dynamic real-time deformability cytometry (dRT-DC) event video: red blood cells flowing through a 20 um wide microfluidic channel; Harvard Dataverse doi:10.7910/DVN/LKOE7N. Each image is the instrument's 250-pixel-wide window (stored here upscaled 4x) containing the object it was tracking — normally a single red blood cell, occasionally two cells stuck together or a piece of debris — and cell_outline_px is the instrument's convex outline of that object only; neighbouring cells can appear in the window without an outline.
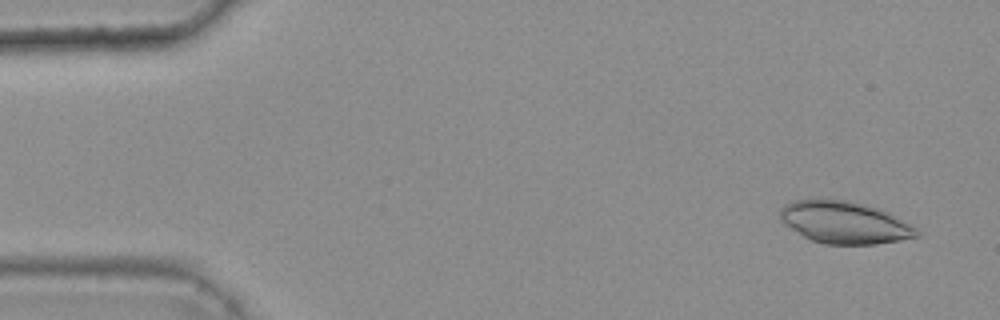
{"species": "common noctule bat (a hibernating species)", "species_latin": "Nyctalus noctula", "temperature_condition": "warm", "stored_images_in_passage": 43, "camera_frame_rate_fps": 3000, "um_per_image_px": 0.085, "animal": {"sex": "female", "body_mass_g": 25.1}, "frame": {"image": 1, "passage_image": 3, "time_ms": 0.667, "image_size_px": [1000, 320], "cell_outline_px": [[920, 236], [900, 240], [876, 244], [824, 244], [812, 240], [804, 236], [784, 224], [780, 220], [780, 208], [784, 204], [796, 200], [844, 200], [876, 208], [916, 228], [920, 232]], "centroid_in_image_um": [71.74, 18.93], "position_along_channel_um": 13.3, "area_um2": 32.77}}
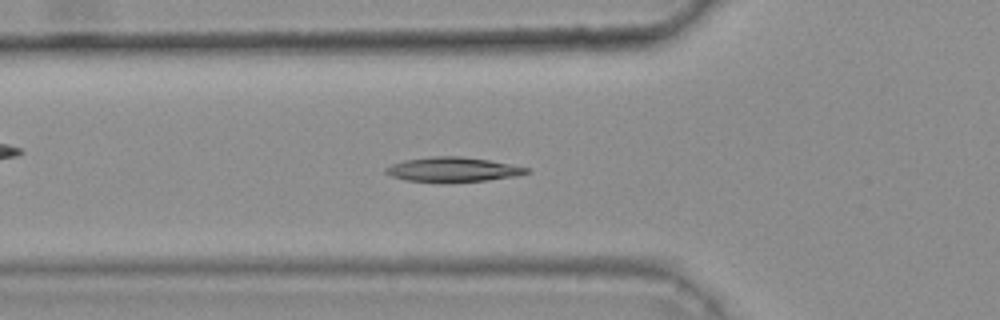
{"frame": {"image": 2, "passage_image": 18, "time_ms": 5.667, "image_size_px": [1000, 320], "cell_outline_px": [[532, 172], [516, 176], [488, 180], [408, 180], [392, 176], [384, 172], [384, 168], [392, 164], [404, 160], [432, 156], [460, 156], [488, 160], [528, 168]], "centroid_in_image_um": [38.5, 14.37], "position_along_channel_um": 87.3, "area_um2": 19.36}}
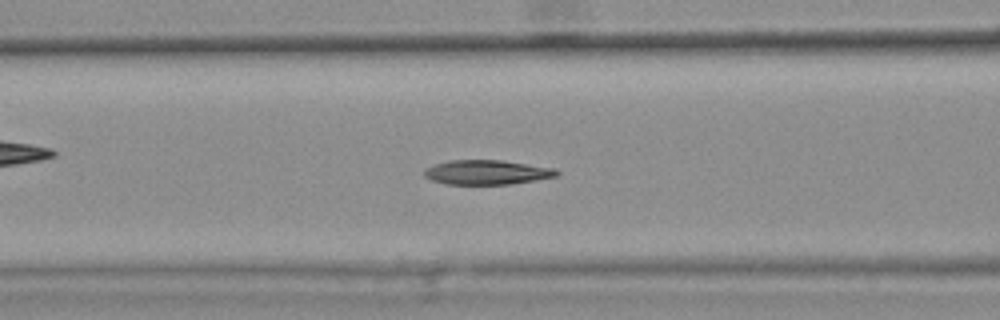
{"frame": {"image": 3, "passage_image": 21, "time_ms": 6.667, "image_size_px": [1000, 320], "cell_outline_px": [[560, 172], [556, 176], [536, 180], [512, 184], [444, 184], [432, 180], [424, 176], [424, 172], [432, 164], [452, 160], [500, 160], [556, 168]], "centroid_in_image_um": [41.4, 14.64], "position_along_channel_um": 125.2, "area_um2": 18.9}, "authors_computed_cell_mechanics": {"area_um2": 19.8254, "velocity_mm_per_s": 3.7591, "shape_relaxation_time_tau1_ms": 8.36, "shape_relaxation_time_tau2_ms": 10.3201, "deformation_change_tau1": 0.2386, "deformation_change_tau2": 0.1209}}